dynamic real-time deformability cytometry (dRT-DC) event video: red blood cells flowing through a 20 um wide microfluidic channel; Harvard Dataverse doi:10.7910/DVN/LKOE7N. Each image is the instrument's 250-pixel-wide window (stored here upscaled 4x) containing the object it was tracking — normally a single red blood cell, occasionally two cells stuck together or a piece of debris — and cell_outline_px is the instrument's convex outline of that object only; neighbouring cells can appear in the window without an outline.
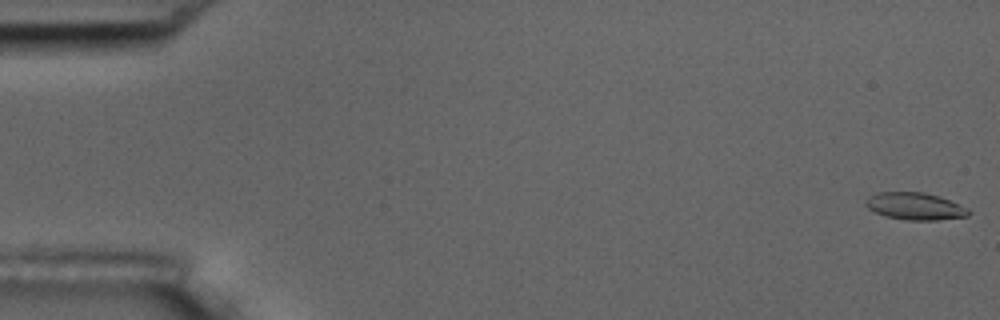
{"species": "common noctule bat (a hibernating species)", "species_latin": "Nyctalus noctula", "temperature_condition": "room temperature", "stored_images_in_passage": 7, "camera_frame_rate_fps": 3000, "um_per_image_px": 0.085, "animal": {"sex": "male", "body_mass_g": 17.5, "forearm_length_mm": 52.3}, "frame": {"image": 1, "passage_image": 1, "time_ms": 0.0, "image_size_px": [1000, 320], "cell_outline_px": [[972, 212], [968, 216], [936, 220], [908, 220], [884, 216], [868, 208], [864, 204], [868, 196], [876, 192], [924, 192], [948, 200], [968, 208]], "centroid_in_image_um": [77.75, 17.53], "position_along_channel_um": 7.2, "area_um2": 16.24}}
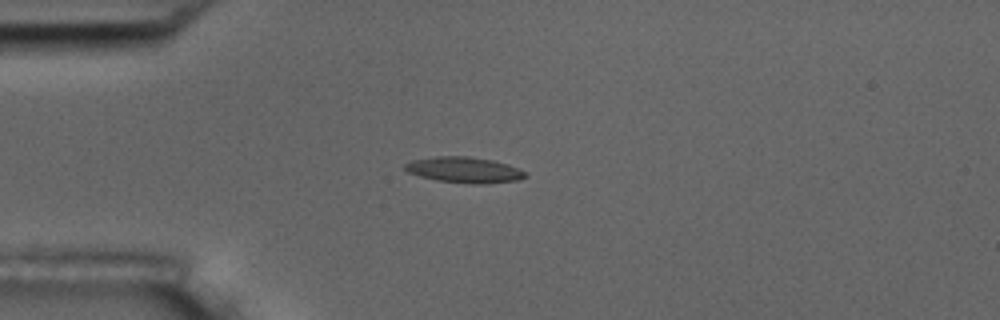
{"frame": {"image": 2, "passage_image": 5, "time_ms": 1.333, "image_size_px": [1000, 320], "cell_outline_px": [[528, 176], [520, 180], [484, 184], [472, 184], [436, 180], [420, 176], [408, 172], [404, 168], [404, 164], [412, 160], [436, 156], [468, 156], [492, 160], [508, 164], [528, 172]], "centroid_in_image_um": [39.51, 14.44], "position_along_channel_um": 45.5, "area_um2": 18.26}}